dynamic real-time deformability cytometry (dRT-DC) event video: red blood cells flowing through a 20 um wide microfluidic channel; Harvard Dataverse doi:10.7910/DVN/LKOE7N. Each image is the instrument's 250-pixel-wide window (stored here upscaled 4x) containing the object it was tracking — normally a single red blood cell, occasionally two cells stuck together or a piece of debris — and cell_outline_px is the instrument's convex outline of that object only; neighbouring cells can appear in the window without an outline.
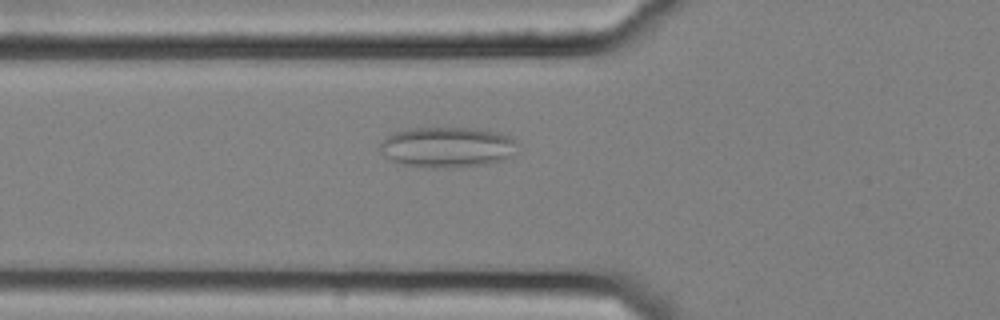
{"species": "common noctule bat (a hibernating species)", "species_latin": "Nyctalus noctula", "temperature_condition": "cold", "stored_images_in_passage": 49, "camera_frame_rate_fps": 3000, "um_per_image_px": 0.085, "animal": {"sex": "female", "body_mass_g": 25.1}, "frame": {"image": 1, "passage_image": 14, "time_ms": 4.333, "image_size_px": [1000, 320], "cell_outline_px": [[516, 144], [508, 156], [504, 160], [484, 164], [448, 168], [432, 168], [404, 164], [392, 160], [384, 156], [376, 148], [392, 132], [408, 128], [476, 128], [500, 132], [512, 136], [516, 140]], "centroid_in_image_um": [37.97, 12.49], "position_along_channel_um": 87.8, "area_um2": 32.54}}
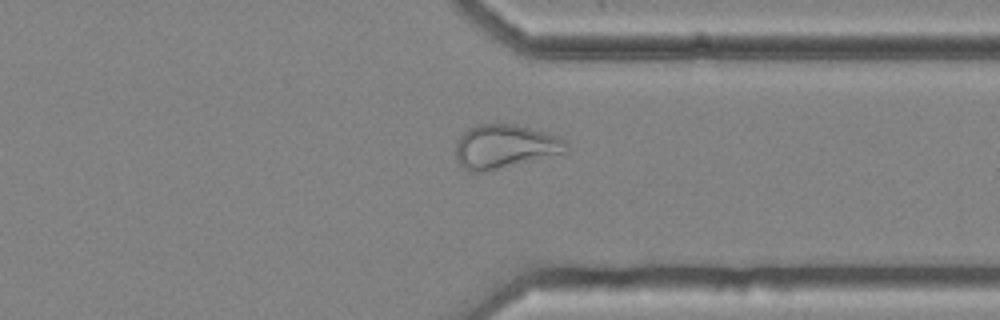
{"frame": {"image": 2, "passage_image": 37, "time_ms": 12.0, "image_size_px": [1000, 320], "cell_outline_px": [[568, 152], [484, 172], [468, 172], [456, 160], [456, 140], [468, 128], [480, 124], [516, 124], [556, 136], [564, 140], [568, 144]], "centroid_in_image_um": [42.88, 12.46], "position_along_channel_um": 368.5, "area_um2": 28.15}}
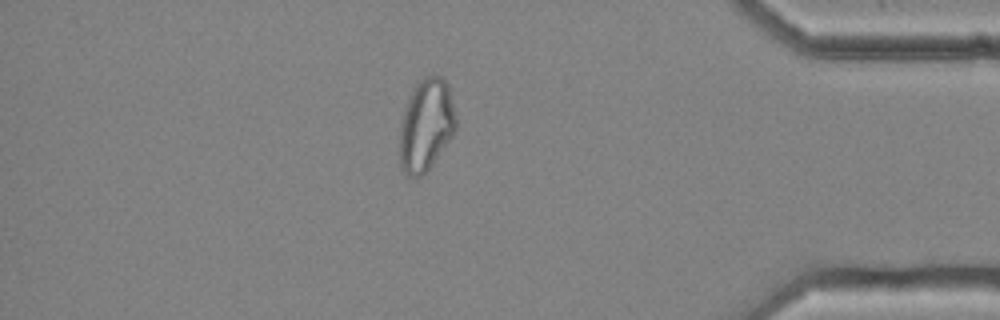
{"frame": {"image": 3, "passage_image": 42, "time_ms": 13.667, "image_size_px": [1000, 320], "cell_outline_px": [[456, 128], [452, 136], [432, 164], [420, 176], [412, 180], [404, 176], [400, 168], [400, 120], [404, 108], [416, 84], [424, 76], [444, 76], [448, 84], [456, 116]], "centroid_in_image_um": [36.2, 10.66], "position_along_channel_um": 399.0, "area_um2": 30.46}, "authors_computed_cell_mechanics": {"area_um2": 29.478, "velocity_mm_per_s": 3.6497, "shape_relaxation_time_tau1_ms": null, "shape_relaxation_time_tau2_ms": 1.8532, "deformation_change_tau1": null, "deformation_change_tau2": 0.0865}}